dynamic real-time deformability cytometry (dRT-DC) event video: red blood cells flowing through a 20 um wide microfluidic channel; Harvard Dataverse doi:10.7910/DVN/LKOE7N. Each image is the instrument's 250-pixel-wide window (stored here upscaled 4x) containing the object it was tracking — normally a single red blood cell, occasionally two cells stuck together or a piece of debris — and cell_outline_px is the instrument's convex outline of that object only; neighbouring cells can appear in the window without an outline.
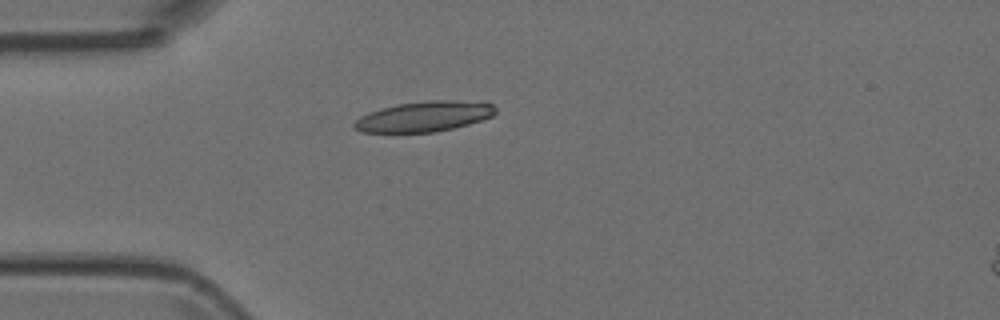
{"species": "Egyptian fruit bat (a non-hibernating species)", "species_latin": "Rousettus aegyptiacus", "temperature_condition": "room temperature", "stored_images_in_passage": 8, "camera_frame_rate_fps": 3000, "um_per_image_px": 0.085, "animal": {"sex": "female"}, "frame": {"image": 1, "passage_image": 4, "time_ms": 1.0, "image_size_px": [1000, 320], "cell_outline_px": [[496, 112], [492, 116], [484, 120], [452, 128], [432, 132], [364, 132], [352, 128], [352, 124], [360, 116], [368, 112], [396, 104], [428, 100], [488, 100], [496, 108]], "centroid_in_image_um": [36.11, 9.87], "position_along_channel_um": 48.9, "area_um2": 25.37}}